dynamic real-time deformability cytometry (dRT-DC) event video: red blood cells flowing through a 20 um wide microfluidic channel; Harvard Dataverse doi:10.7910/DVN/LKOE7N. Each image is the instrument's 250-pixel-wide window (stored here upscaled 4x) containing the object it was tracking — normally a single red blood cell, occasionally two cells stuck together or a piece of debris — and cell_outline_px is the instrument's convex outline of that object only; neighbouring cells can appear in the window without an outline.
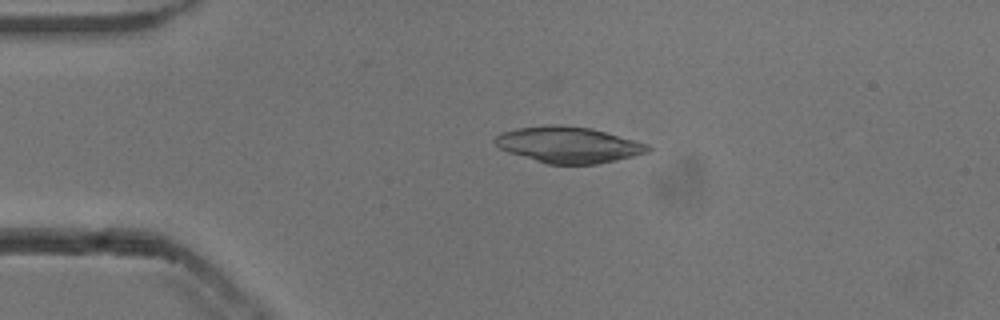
{"species": "common noctule bat (a hibernating species)", "species_latin": "Nyctalus noctula", "temperature_condition": "cold", "stored_images_in_passage": 49, "camera_frame_rate_fps": 3000, "um_per_image_px": 0.085, "animal": {"sex": "male", "body_mass_g": 13.3}, "frame": {"image": 1, "passage_image": 8, "time_ms": 2.333, "image_size_px": [1000, 320], "cell_outline_px": [[652, 148], [648, 152], [632, 156], [596, 164], [548, 164], [508, 152], [500, 148], [492, 140], [496, 136], [504, 132], [516, 128], [548, 124], [556, 124], [588, 128], [604, 132], [648, 144]], "centroid_in_image_um": [48.28, 12.3], "position_along_channel_um": 36.7, "area_um2": 31.73}}
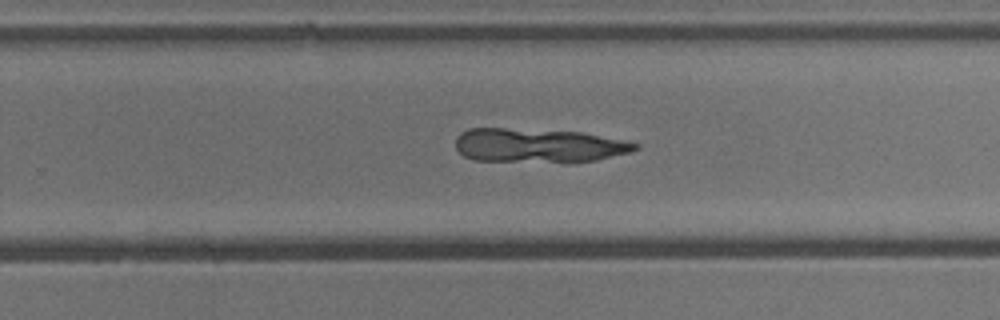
{"frame": {"image": 2, "passage_image": 30, "time_ms": 9.667, "image_size_px": [1000, 320], "cell_outline_px": [[640, 148], [628, 152], [596, 160], [568, 164], [472, 160], [464, 156], [456, 148], [456, 136], [460, 132], [468, 128], [504, 128], [580, 132], [640, 144]], "centroid_in_image_um": [45.71, 12.4], "position_along_channel_um": 284.1, "area_um2": 36.24}}